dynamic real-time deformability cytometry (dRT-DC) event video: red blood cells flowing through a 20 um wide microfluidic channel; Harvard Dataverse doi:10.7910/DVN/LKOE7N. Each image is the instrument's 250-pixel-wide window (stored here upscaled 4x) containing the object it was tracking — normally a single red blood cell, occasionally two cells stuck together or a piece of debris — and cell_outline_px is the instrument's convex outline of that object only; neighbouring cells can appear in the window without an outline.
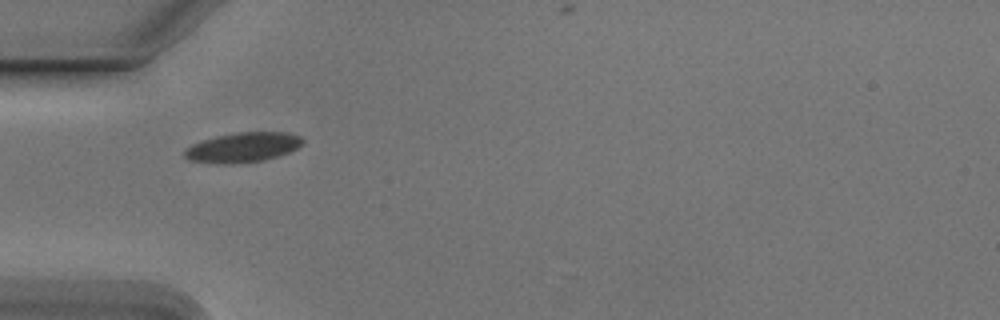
{"species": "Egyptian fruit bat (a non-hibernating species)", "species_latin": "Rousettus aegyptiacus", "temperature_condition": "cold", "stored_images_in_passage": 32, "camera_frame_rate_fps": 3000, "um_per_image_px": 0.085, "animal": {"sex": "male"}, "frame": {"image": 1, "passage_image": 1, "time_ms": 0.0, "image_size_px": [1000, 320], "cell_outline_px": [[304, 144], [288, 152], [276, 156], [260, 160], [188, 160], [184, 156], [184, 148], [192, 144], [216, 136], [236, 132], [288, 132], [300, 136], [304, 140]], "centroid_in_image_um": [20.72, 12.44], "position_along_channel_um": 64.3, "area_um2": 19.25}}
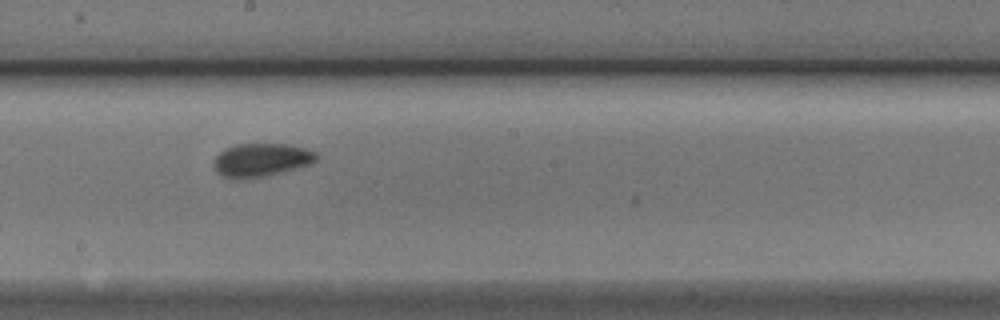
{"frame": {"image": 2, "passage_image": 14, "time_ms": 4.333, "image_size_px": [1000, 320], "cell_outline_px": [[320, 156], [312, 164], [264, 176], [224, 176], [216, 172], [212, 164], [212, 160], [224, 148], [236, 144], [288, 144], [304, 148], [316, 152]], "centroid_in_image_um": [22.23, 13.55], "position_along_channel_um": 226.0, "area_um2": 19.54}}
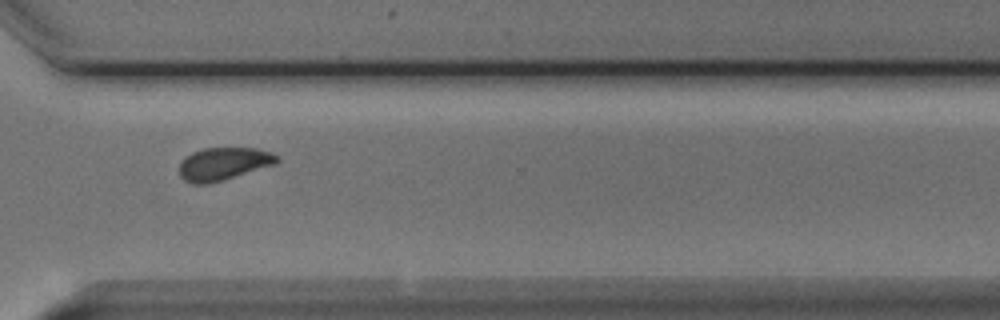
{"frame": {"image": 3, "passage_image": 24, "time_ms": 7.667, "image_size_px": [1000, 320], "cell_outline_px": [[280, 160], [276, 164], [208, 184], [192, 184], [184, 180], [180, 176], [180, 164], [184, 156], [192, 152], [204, 148], [256, 148], [272, 152], [280, 156]], "centroid_in_image_um": [19.01, 13.91], "position_along_channel_um": 351.6, "area_um2": 18.73}}